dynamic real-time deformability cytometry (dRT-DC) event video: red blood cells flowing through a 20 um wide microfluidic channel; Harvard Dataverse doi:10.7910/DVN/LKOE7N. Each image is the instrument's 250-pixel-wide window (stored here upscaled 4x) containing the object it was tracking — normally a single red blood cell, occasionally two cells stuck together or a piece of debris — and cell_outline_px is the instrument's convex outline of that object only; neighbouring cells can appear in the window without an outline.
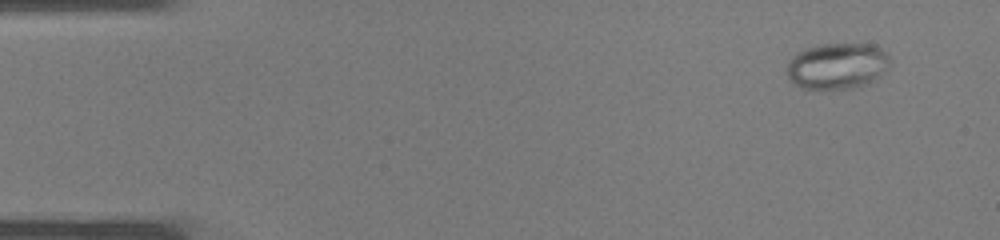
{"species": "common noctule bat (a hibernating species)", "species_latin": "Nyctalus noctula", "temperature_condition": "warm", "stored_images_in_passage": 35, "camera_frame_rate_fps": 3000, "um_per_image_px": 0.085, "animal": {"sex": "male", "body_mass_g": 19.0, "forearm_length_mm": 50.8}, "frame": {"image": 1, "passage_image": 1, "time_ms": 0.0, "image_size_px": [1000, 240], "cell_outline_px": [[888, 68], [872, 80], [860, 88], [804, 88], [788, 80], [788, 64], [792, 56], [796, 52], [820, 44], [872, 44], [880, 48], [888, 56]], "centroid_in_image_um": [71.15, 5.6], "position_along_channel_um": 13.9, "area_um2": 27.34}}
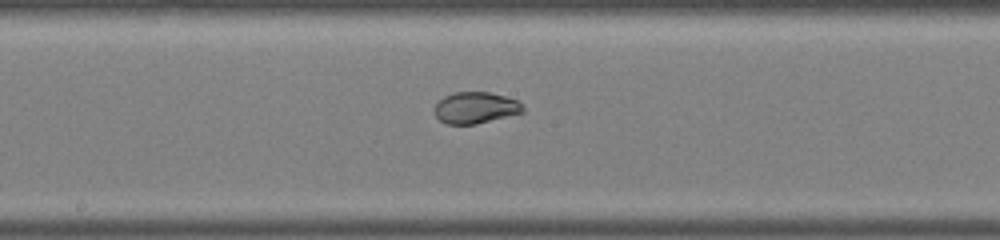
{"frame": {"image": 2, "passage_image": 18, "time_ms": 5.667, "image_size_px": [1000, 240], "cell_outline_px": [[524, 112], [476, 124], [448, 124], [440, 120], [436, 116], [432, 108], [444, 96], [452, 92], [488, 92], [504, 96], [516, 100], [524, 108]], "centroid_in_image_um": [40.38, 9.16], "position_along_channel_um": 207.8, "area_um2": 16.13}}
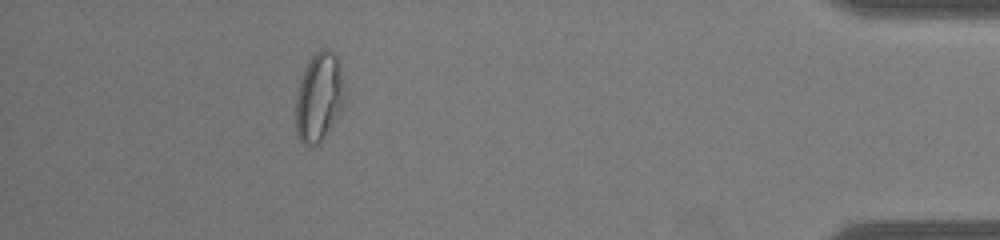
{"frame": {"image": 3, "passage_image": 32, "time_ms": 10.333, "image_size_px": [1000, 240], "cell_outline_px": [[348, 96], [320, 144], [304, 144], [300, 140], [296, 132], [296, 96], [300, 80], [304, 68], [308, 60], [320, 48], [328, 48], [336, 56], [340, 64], [348, 92]], "centroid_in_image_um": [27.15, 8.2], "position_along_channel_um": 408.0, "area_um2": 25.72}}